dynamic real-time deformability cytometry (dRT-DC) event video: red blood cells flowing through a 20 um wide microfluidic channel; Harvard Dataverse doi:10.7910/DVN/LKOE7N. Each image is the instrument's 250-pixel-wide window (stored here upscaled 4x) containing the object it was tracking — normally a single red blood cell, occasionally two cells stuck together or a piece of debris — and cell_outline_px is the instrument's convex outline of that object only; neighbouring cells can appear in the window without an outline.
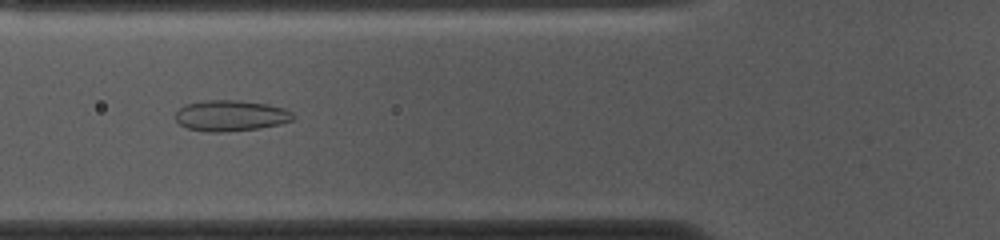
{"species": "common noctule bat (a hibernating species)", "species_latin": "Nyctalus noctula", "temperature_condition": "cold", "stored_images_in_passage": 53, "camera_frame_rate_fps": 3000, "um_per_image_px": 0.085, "animal": {"sex": "female", "body_mass_g": 10.0, "forearm_length_mm": 53.1}, "frame": {"image": 1, "passage_image": 18, "time_ms": 5.667, "image_size_px": [1000, 240], "cell_outline_px": [[296, 116], [292, 120], [280, 124], [260, 128], [224, 132], [208, 132], [188, 128], [180, 124], [176, 120], [176, 112], [184, 104], [204, 100], [236, 100], [268, 104], [284, 108], [292, 112]], "centroid_in_image_um": [19.62, 9.83], "position_along_channel_um": 106.2, "area_um2": 21.27}}
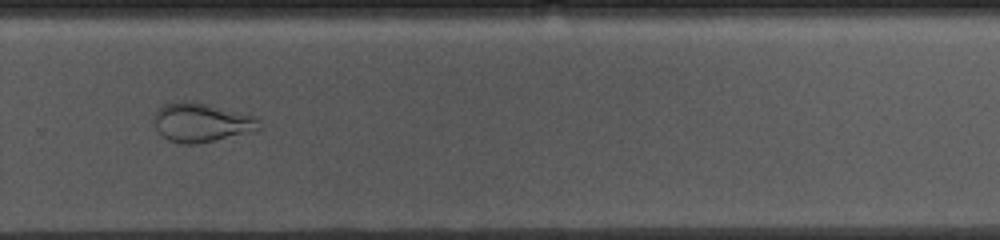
{"frame": {"image": 2, "passage_image": 35, "time_ms": 11.333, "image_size_px": [1000, 240], "cell_outline_px": [[260, 128], [248, 132], [196, 144], [184, 144], [168, 140], [156, 128], [152, 116], [164, 104], [192, 100], [256, 116], [260, 120]], "centroid_in_image_um": [17.11, 10.39], "position_along_channel_um": 312.7, "area_um2": 23.64}}
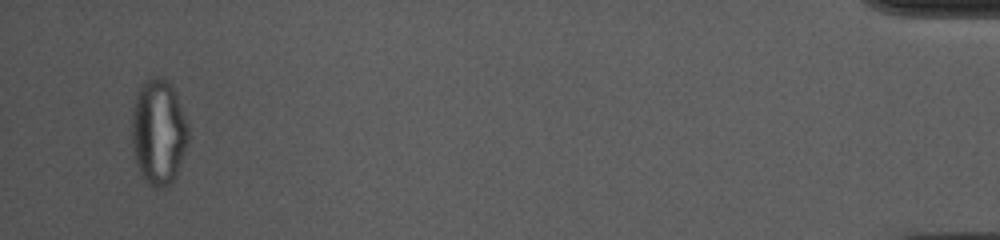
{"frame": {"image": 3, "passage_image": 51, "time_ms": 16.667, "image_size_px": [1000, 240], "cell_outline_px": [[188, 140], [176, 176], [168, 184], [160, 188], [148, 184], [136, 160], [132, 148], [132, 108], [140, 84], [152, 76], [160, 76], [168, 80], [176, 96], [188, 128]], "centroid_in_image_um": [13.45, 11.17], "position_along_channel_um": 421.7, "area_um2": 34.16}, "authors_computed_cell_mechanics": {"area_um2": 25.5476, "velocity_mm_per_s": 3.658, "shape_relaxation_time_tau1_ms": null, "shape_relaxation_time_tau2_ms": 1.5908, "deformation_change_tau1": null, "deformation_change_tau2": 0.0802}}